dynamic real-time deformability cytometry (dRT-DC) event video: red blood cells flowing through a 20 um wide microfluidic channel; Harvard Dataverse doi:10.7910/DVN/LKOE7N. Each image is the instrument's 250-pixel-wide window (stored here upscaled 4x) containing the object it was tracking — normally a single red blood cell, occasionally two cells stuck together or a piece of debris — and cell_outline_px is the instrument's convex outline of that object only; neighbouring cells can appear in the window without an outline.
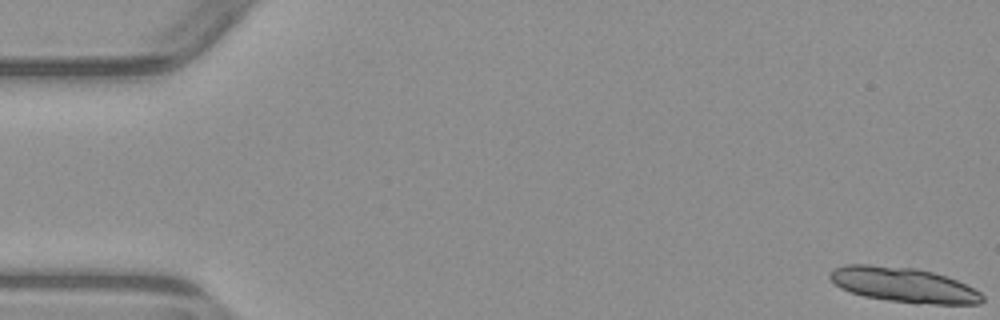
{"species": "common noctule bat (a hibernating species)", "species_latin": "Nyctalus noctula", "temperature_condition": "warm", "stored_images_in_passage": 4, "camera_frame_rate_fps": 3000, "um_per_image_px": 0.085, "animal": {"sex": "male", "body_mass_g": 23.1, "forearm_length_mm": 52.7}, "frame": {"image": 1, "passage_image": 1, "time_ms": 0.0, "image_size_px": [1000, 320], "cell_outline_px": [[984, 300], [980, 304], [916, 304], [888, 300], [864, 296], [840, 288], [828, 276], [836, 268], [844, 264], [868, 264], [916, 268], [932, 272], [956, 280], [980, 292], [984, 296]], "centroid_in_image_um": [76.82, 24.22], "position_along_channel_um": 8.2, "area_um2": 30.87}}